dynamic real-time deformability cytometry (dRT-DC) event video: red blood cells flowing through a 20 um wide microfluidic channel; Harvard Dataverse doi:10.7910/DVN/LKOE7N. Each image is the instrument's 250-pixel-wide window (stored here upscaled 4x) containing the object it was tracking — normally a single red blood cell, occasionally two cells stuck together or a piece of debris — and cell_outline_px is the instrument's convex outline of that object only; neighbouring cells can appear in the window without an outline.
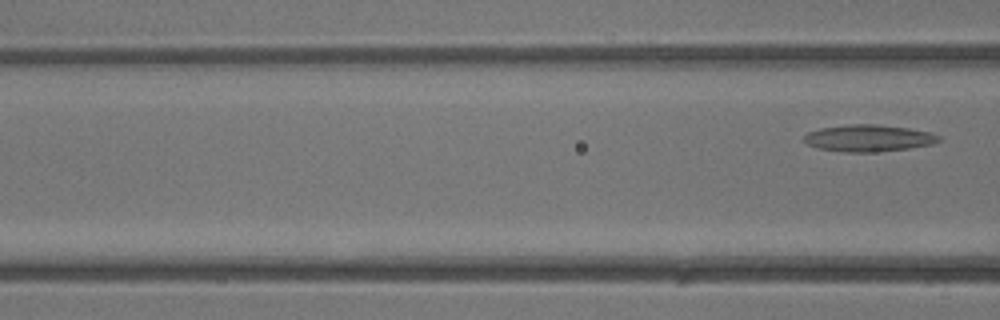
{"species": "common noctule bat (a hibernating species)", "species_latin": "Nyctalus noctula", "temperature_condition": "warm", "stored_images_in_passage": 5, "segment_of_instrument_passage": [2, 2], "camera_frame_rate_fps": 3000, "um_per_image_px": 0.085, "animal": {"sex": "male", "body_mass_g": 13.3}, "frame": {"image": 1, "passage_image": 5, "time_ms": 4.667, "image_size_px": [1000, 320], "cell_outline_px": [[940, 140], [932, 144], [908, 148], [872, 152], [844, 152], [820, 148], [808, 144], [804, 140], [804, 136], [808, 132], [820, 128], [852, 124], [876, 124], [908, 128], [932, 132], [940, 136]], "centroid_in_image_um": [73.84, 11.73], "position_along_channel_um": 92.8, "area_um2": 20.87}}